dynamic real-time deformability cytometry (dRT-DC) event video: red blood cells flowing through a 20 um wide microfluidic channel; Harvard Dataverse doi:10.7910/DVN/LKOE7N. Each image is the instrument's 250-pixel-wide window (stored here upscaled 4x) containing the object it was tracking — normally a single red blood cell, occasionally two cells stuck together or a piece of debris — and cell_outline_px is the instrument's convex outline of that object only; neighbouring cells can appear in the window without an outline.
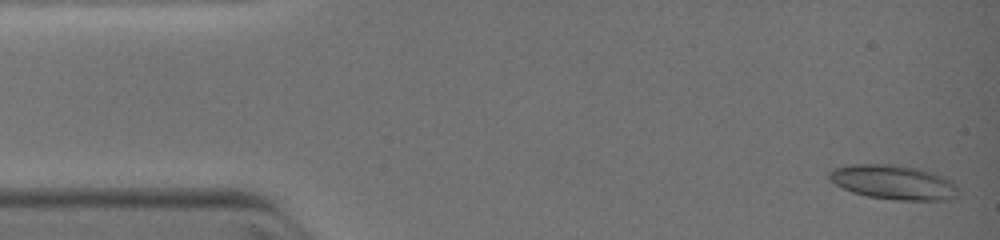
{"species": "common noctule bat (a hibernating species)", "species_latin": "Nyctalus noctula", "temperature_condition": "warm", "stored_images_in_passage": 21, "camera_frame_rate_fps": 3000, "um_per_image_px": 0.085, "animal": {"sex": "female", "body_mass_g": 19.0, "forearm_length_mm": 51.5}, "frame": {"image": 1, "passage_image": 1, "time_ms": 0.0, "image_size_px": [1000, 240], "cell_outline_px": [[960, 192], [956, 196], [948, 200], [896, 200], [868, 196], [852, 192], [828, 180], [828, 172], [832, 168], [852, 164], [888, 164], [920, 168], [932, 172], [952, 180], [956, 184]], "centroid_in_image_um": [75.96, 15.49], "position_along_channel_um": 9.0, "area_um2": 26.13}}
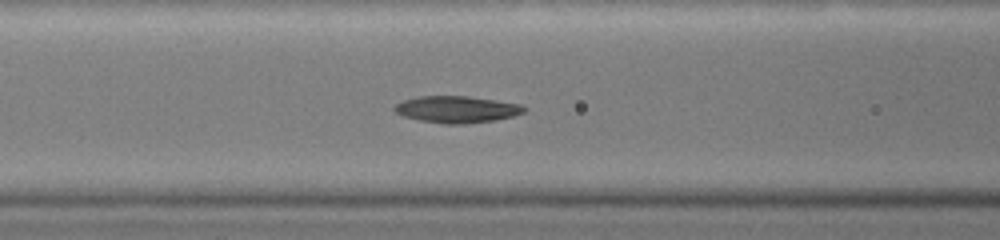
{"frame": {"image": 2, "passage_image": 12, "time_ms": 4.667, "image_size_px": [1000, 240], "cell_outline_px": [[528, 108], [524, 112], [512, 116], [492, 120], [464, 124], [444, 124], [420, 120], [404, 116], [396, 112], [392, 108], [396, 104], [404, 100], [420, 96], [468, 96], [496, 100], [520, 104]], "centroid_in_image_um": [38.83, 9.29], "position_along_channel_um": 127.8, "area_um2": 20.06}}
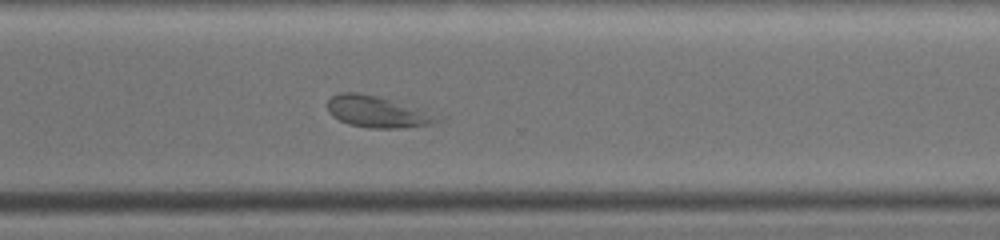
{"frame": {"image": 3, "passage_image": 21, "time_ms": 9.0, "image_size_px": [1000, 240], "cell_outline_px": [[448, 116], [432, 124], [404, 128], [368, 128], [348, 124], [332, 116], [328, 112], [328, 100], [332, 96], [340, 92], [360, 92], [380, 96]], "centroid_in_image_um": [32.17, 9.5], "position_along_channel_um": 338.4, "area_um2": 20.81}}